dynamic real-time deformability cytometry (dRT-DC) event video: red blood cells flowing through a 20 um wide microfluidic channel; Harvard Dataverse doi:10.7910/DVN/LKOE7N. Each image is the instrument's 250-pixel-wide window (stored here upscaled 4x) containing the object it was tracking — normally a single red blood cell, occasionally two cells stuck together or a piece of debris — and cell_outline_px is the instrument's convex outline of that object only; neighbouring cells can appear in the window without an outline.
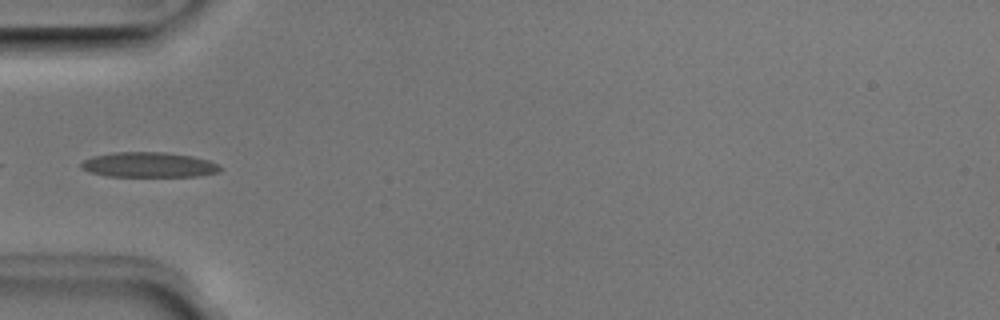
{"species": "Egyptian fruit bat (a non-hibernating species)", "species_latin": "Rousettus aegyptiacus", "temperature_condition": "room temperature", "stored_images_in_passage": 5, "camera_frame_rate_fps": 3000, "um_per_image_px": 0.085, "animal": {"sex": "male"}, "frame": {"image": 1, "passage_image": 4, "time_ms": 1.0, "image_size_px": [1000, 320], "cell_outline_px": [[224, 168], [216, 172], [200, 176], [108, 176], [88, 172], [80, 168], [80, 164], [84, 160], [92, 156], [112, 152], [164, 152], [192, 156], [208, 160], [220, 164]], "centroid_in_image_um": [12.64, 14.0], "position_along_channel_um": 72.4, "area_um2": 20.46}}